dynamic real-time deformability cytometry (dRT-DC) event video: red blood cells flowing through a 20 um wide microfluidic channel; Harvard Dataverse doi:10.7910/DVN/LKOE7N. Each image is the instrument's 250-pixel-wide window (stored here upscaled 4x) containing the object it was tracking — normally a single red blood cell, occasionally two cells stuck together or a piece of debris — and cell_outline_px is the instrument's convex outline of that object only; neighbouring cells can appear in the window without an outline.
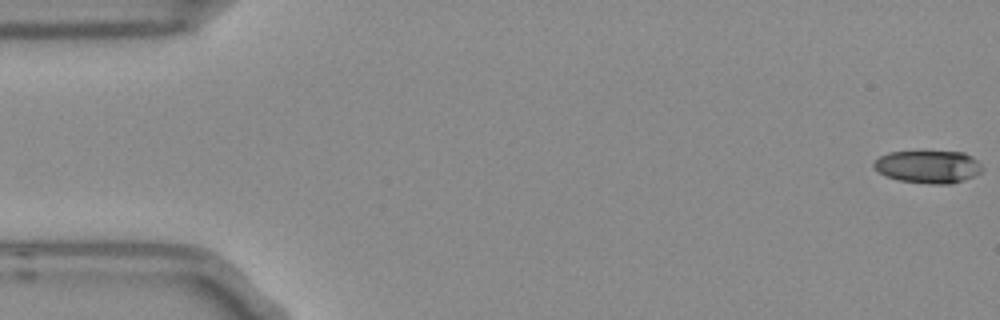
{"species": "Egyptian fruit bat (a non-hibernating species)", "species_latin": "Rousettus aegyptiacus", "temperature_condition": "room temperature", "stored_images_in_passage": 3, "camera_frame_rate_fps": 3000, "um_per_image_px": 0.085, "frame": {"image": 1, "passage_image": 1, "time_ms": 0.0, "image_size_px": [1000, 320], "cell_outline_px": [[984, 168], [980, 172], [964, 180], [952, 184], [932, 184], [900, 180], [884, 176], [872, 164], [880, 156], [888, 152], [964, 152], [972, 156]], "centroid_in_image_um": [78.91, 14.17], "position_along_channel_um": 6.1, "area_um2": 20.46}}